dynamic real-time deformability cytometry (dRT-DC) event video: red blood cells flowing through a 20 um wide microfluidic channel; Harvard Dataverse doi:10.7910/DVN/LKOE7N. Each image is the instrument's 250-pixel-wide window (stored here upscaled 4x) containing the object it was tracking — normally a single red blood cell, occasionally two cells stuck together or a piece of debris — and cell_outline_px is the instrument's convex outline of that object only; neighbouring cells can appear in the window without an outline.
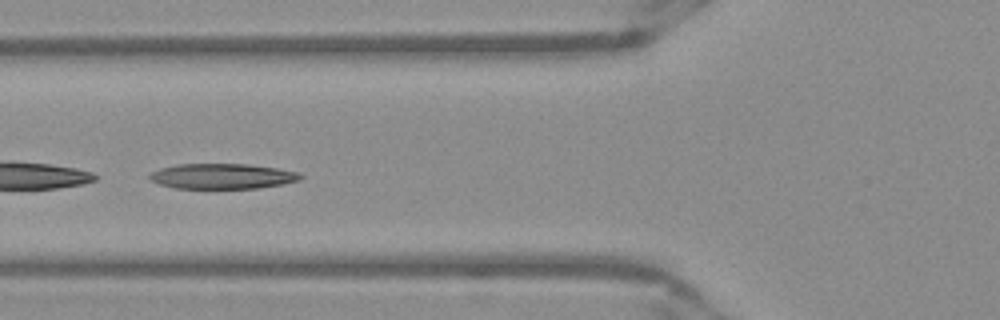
{"species": "Egyptian fruit bat (a non-hibernating species)", "species_latin": "Rousettus aegyptiacus", "temperature_condition": "warm", "stored_images_in_passage": 40, "camera_frame_rate_fps": 3000, "um_per_image_px": 0.085, "frame": {"image": 1, "passage_image": 19, "time_ms": 6.0, "image_size_px": [1000, 320], "cell_outline_px": [[304, 176], [300, 180], [284, 184], [260, 188], [176, 188], [160, 184], [152, 180], [148, 176], [152, 172], [160, 168], [180, 164], [248, 164], [276, 168], [300, 172]], "centroid_in_image_um": [18.96, 14.98], "position_along_channel_um": 106.8, "area_um2": 22.2}}
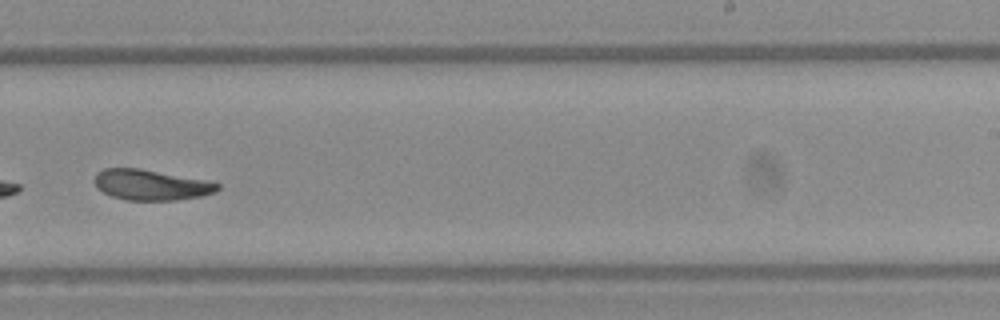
{"frame": {"image": 2, "passage_image": 32, "time_ms": 10.333, "image_size_px": [1000, 320], "cell_outline_px": [[220, 188], [216, 192], [200, 196], [176, 200], [124, 200], [112, 196], [96, 188], [92, 180], [96, 172], [104, 168], [140, 168], [212, 180], [220, 184]], "centroid_in_image_um": [12.84, 15.7], "position_along_channel_um": 276.2, "area_um2": 22.43}}
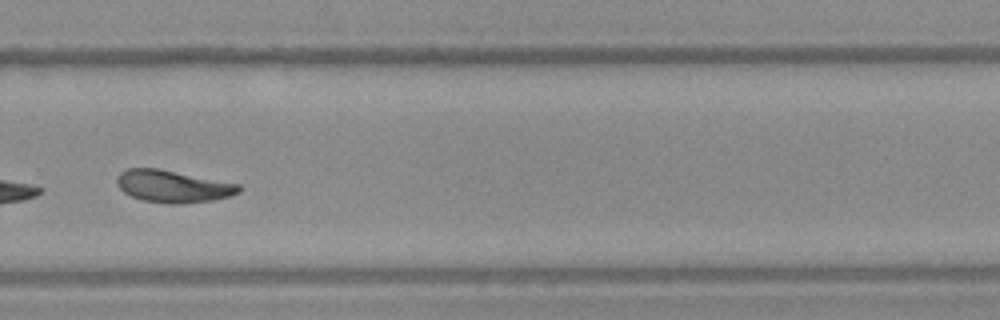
{"frame": {"image": 3, "passage_image": 35, "time_ms": 11.333, "image_size_px": [1000, 320], "cell_outline_px": [[240, 192], [232, 196], [212, 200], [184, 204], [164, 204], [144, 200], [132, 196], [124, 192], [116, 184], [116, 176], [120, 172], [128, 168], [156, 168], [240, 184]], "centroid_in_image_um": [14.69, 15.85], "position_along_channel_um": 315.1, "area_um2": 22.95}, "authors_computed_cell_mechanics": {"area_um2": 23.2067, "velocity_mm_per_s": 3.9074, "shape_relaxation_time_tau1_ms": 3.2986, "shape_relaxation_time_tau2_ms": 1.9126, "deformation_change_tau1": 0.1477, "deformation_change_tau2": 0.0806}}